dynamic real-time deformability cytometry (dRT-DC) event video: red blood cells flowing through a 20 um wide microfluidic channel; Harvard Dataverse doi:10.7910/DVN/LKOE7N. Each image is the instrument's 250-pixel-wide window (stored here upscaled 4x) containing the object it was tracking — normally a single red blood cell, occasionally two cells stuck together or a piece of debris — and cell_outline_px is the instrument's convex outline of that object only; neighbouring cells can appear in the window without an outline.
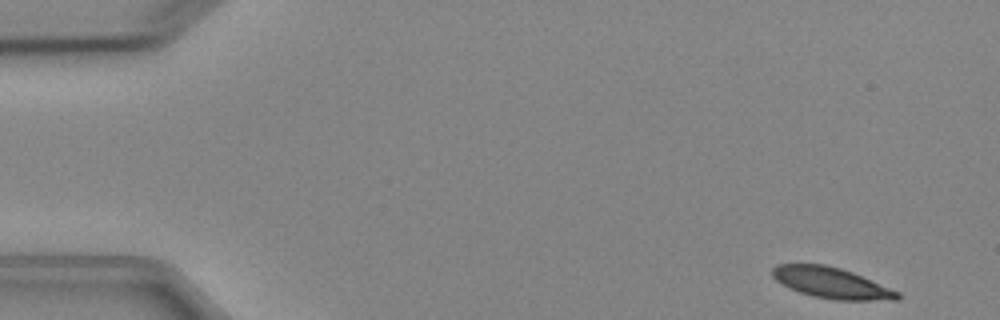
{"species": "Egyptian fruit bat (a non-hibernating species)", "species_latin": "Rousettus aegyptiacus", "temperature_condition": "cold", "stored_images_in_passage": 4, "camera_frame_rate_fps": 3000, "um_per_image_px": 0.085, "animal": {"sex": "female"}, "frame": {"image": 1, "passage_image": 1, "time_ms": 0.0, "image_size_px": [1000, 320], "cell_outline_px": [[900, 300], [832, 300], [812, 296], [788, 288], [776, 280], [772, 276], [772, 268], [776, 264], [824, 264], [840, 268], [852, 272], [900, 292]], "centroid_in_image_um": [70.66, 24.05], "position_along_channel_um": 14.3, "area_um2": 22.54}}